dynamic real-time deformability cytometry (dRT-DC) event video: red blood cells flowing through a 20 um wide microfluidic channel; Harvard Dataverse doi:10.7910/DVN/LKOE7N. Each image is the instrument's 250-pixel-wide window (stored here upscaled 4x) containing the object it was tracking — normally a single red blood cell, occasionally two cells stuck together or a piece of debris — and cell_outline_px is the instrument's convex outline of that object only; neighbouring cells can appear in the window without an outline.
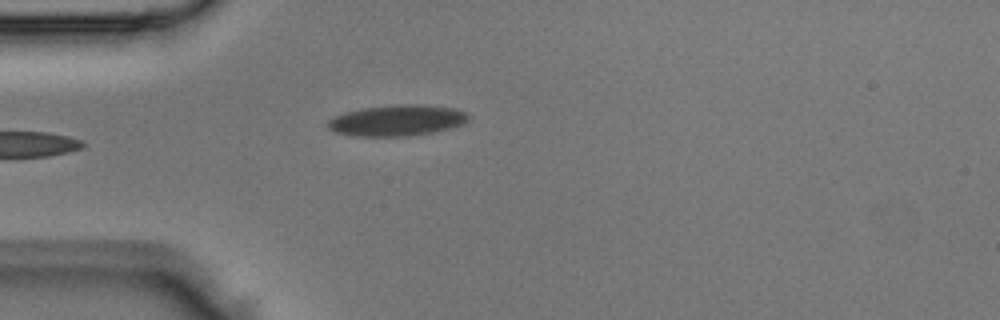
{"species": "Egyptian fruit bat (a non-hibernating species)", "species_latin": "Rousettus aegyptiacus", "temperature_condition": "room temperature", "stored_images_in_passage": 3, "camera_frame_rate_fps": 3000, "um_per_image_px": 0.085, "animal": {"sex": "male"}, "frame": {"image": 1, "passage_image": 3, "time_ms": 0.667, "image_size_px": [1000, 320], "cell_outline_px": [[468, 120], [464, 124], [452, 128], [432, 132], [408, 136], [352, 136], [336, 132], [328, 128], [328, 120], [336, 116], [360, 108], [396, 104], [420, 104], [456, 108], [464, 112], [468, 116]], "centroid_in_image_um": [33.77, 10.23], "position_along_channel_um": 51.2, "area_um2": 25.43}}